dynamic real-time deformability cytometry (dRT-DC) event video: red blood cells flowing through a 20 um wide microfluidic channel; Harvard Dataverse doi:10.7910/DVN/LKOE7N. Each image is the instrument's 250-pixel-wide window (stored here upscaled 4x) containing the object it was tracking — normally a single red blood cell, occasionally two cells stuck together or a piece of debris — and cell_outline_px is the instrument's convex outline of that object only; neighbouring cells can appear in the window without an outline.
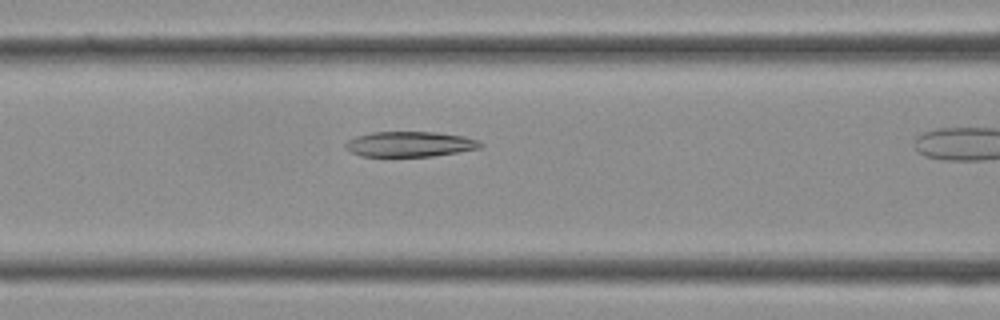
{"species": "Egyptian fruit bat (a non-hibernating species)", "species_latin": "Rousettus aegyptiacus", "temperature_condition": "cold", "stored_images_in_passage": 5, "camera_frame_rate_fps": 3000, "um_per_image_px": 0.085, "frame": {"image": 1, "passage_image": 4, "time_ms": 1.0, "image_size_px": [1000, 320], "cell_outline_px": [[484, 144], [480, 148], [432, 156], [360, 156], [344, 148], [344, 144], [348, 140], [356, 136], [372, 132], [436, 132], [464, 136], [476, 140]], "centroid_in_image_um": [34.8, 12.25], "position_along_channel_um": 131.8, "area_um2": 19.77}}